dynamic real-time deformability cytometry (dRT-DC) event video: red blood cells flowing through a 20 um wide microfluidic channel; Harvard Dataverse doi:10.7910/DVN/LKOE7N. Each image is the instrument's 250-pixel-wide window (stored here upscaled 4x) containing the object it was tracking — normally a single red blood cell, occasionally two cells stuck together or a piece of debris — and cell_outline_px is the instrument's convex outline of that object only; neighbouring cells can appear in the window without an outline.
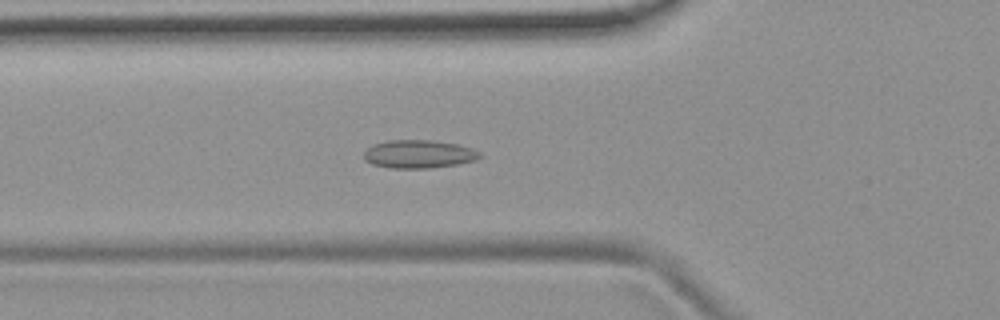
{"species": "common noctule bat (a hibernating species)", "species_latin": "Nyctalus noctula", "temperature_condition": "room temperature", "stored_images_in_passage": 39, "camera_frame_rate_fps": 3000, "um_per_image_px": 0.085, "animal": {"sex": "female", "body_mass_g": 19.9}, "frame": {"image": 1, "passage_image": 5, "time_ms": 1.333, "image_size_px": [1000, 320], "cell_outline_px": [[484, 156], [476, 160], [456, 164], [428, 168], [388, 168], [372, 164], [364, 160], [364, 152], [372, 144], [388, 140], [432, 140], [456, 144], [472, 148], [480, 152]], "centroid_in_image_um": [35.59, 13.09], "position_along_channel_um": 90.2, "area_um2": 19.13}}
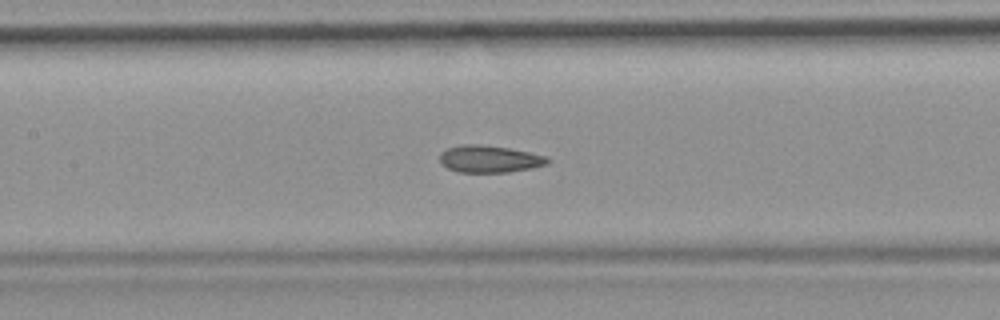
{"frame": {"image": 2, "passage_image": 11, "time_ms": 3.333, "image_size_px": [1000, 320], "cell_outline_px": [[552, 160], [548, 164], [532, 168], [508, 172], [456, 172], [448, 168], [440, 160], [440, 152], [448, 148], [464, 144], [480, 144], [508, 148], [548, 156]], "centroid_in_image_um": [41.64, 13.51], "position_along_channel_um": 165.8, "area_um2": 17.05}}
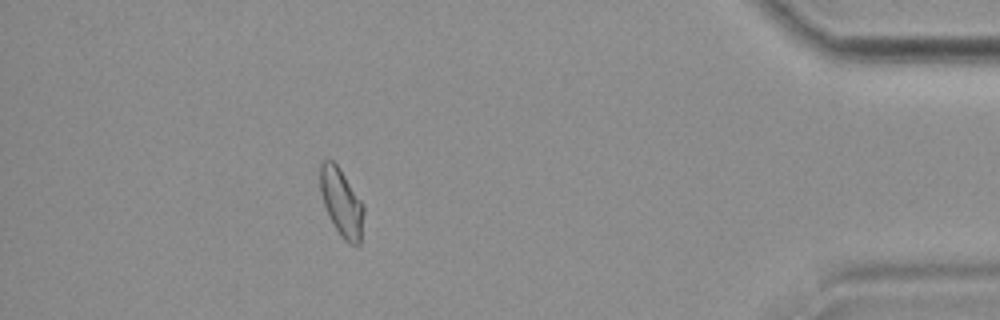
{"frame": {"image": 3, "passage_image": 34, "time_ms": 11.0, "image_size_px": [1000, 320], "cell_outline_px": [[364, 212], [360, 244], [356, 248], [348, 244], [340, 236], [328, 216], [320, 192], [320, 164], [324, 160], [332, 160], [340, 168], [364, 204]], "centroid_in_image_um": [29.04, 17.25], "position_along_channel_um": 406.2, "area_um2": 17.51}, "authors_computed_cell_mechanics": {"area_um2": 17.2822, "velocity_mm_per_s": 3.7636, "shape_relaxation_time_tau1_ms": null, "shape_relaxation_time_tau2_ms": 2.7467, "deformation_change_tau1": null, "deformation_change_tau2": 0.0788}}